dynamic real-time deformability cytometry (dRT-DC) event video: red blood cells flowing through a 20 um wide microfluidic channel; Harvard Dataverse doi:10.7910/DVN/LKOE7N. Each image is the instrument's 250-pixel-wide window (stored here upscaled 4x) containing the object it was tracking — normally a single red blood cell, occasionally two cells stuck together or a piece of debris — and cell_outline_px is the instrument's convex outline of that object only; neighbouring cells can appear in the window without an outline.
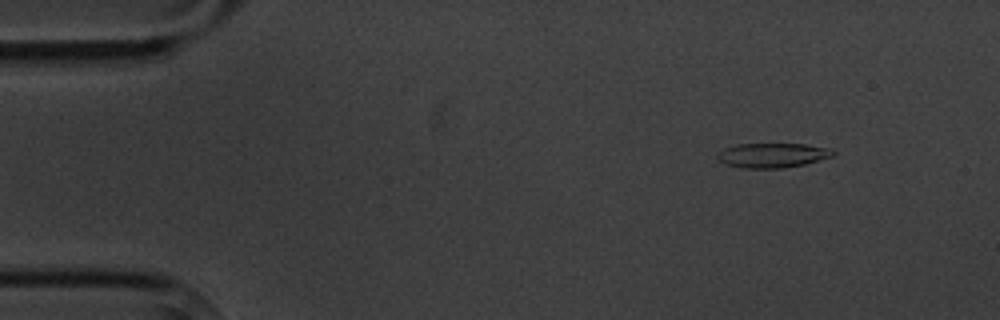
{"species": "common noctule bat (a hibernating species)", "species_latin": "Nyctalus noctula", "temperature_condition": "cold", "stored_images_in_passage": 5, "camera_frame_rate_fps": 3000, "um_per_image_px": 0.085, "animal": {"sex": "male", "body_mass_g": 20.1, "forearm_length_mm": 53.5}, "frame": {"image": 1, "passage_image": 2, "time_ms": 1.333, "image_size_px": [1000, 320], "cell_outline_px": [[836, 156], [804, 164], [784, 168], [740, 168], [724, 164], [716, 156], [724, 148], [736, 144], [804, 144], [832, 148], [836, 152]], "centroid_in_image_um": [65.71, 13.2], "position_along_channel_um": 19.3, "area_um2": 16.76}}
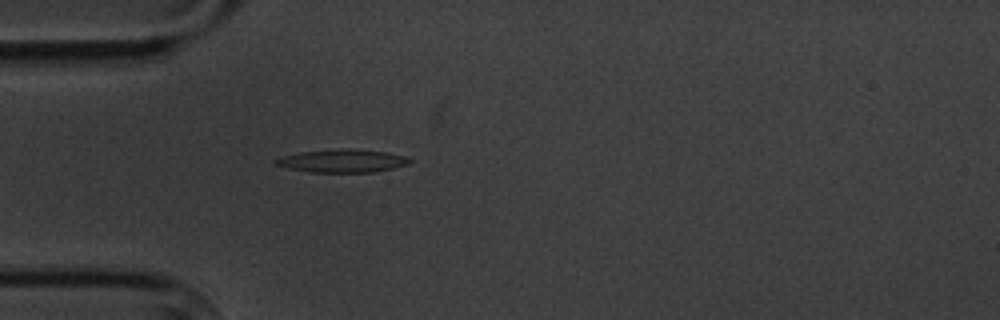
{"frame": {"image": 2, "passage_image": 5, "time_ms": 4.667, "image_size_px": [1000, 320], "cell_outline_px": [[412, 160], [408, 164], [392, 168], [372, 172], [312, 172], [288, 168], [276, 164], [272, 160], [284, 156], [300, 152], [340, 148], [348, 148], [384, 152], [404, 156]], "centroid_in_image_um": [29.08, 13.67], "position_along_channel_um": 55.9, "area_um2": 17.74}}